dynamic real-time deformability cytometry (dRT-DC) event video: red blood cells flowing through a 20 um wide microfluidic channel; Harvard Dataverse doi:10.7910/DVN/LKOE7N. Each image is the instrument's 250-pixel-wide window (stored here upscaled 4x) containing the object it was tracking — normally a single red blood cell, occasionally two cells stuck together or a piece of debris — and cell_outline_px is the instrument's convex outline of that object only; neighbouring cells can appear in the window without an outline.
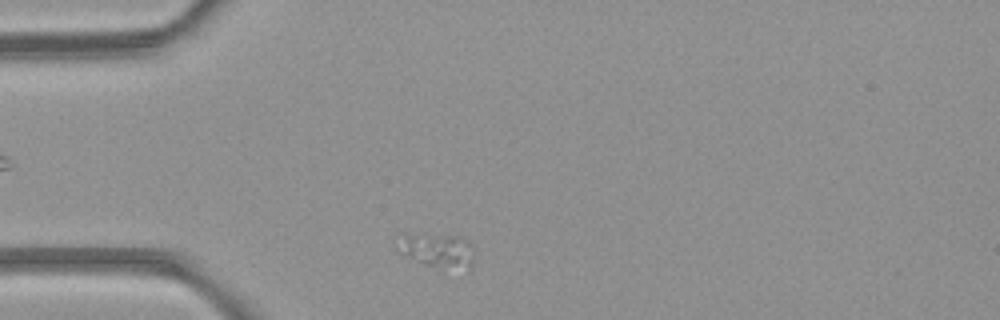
{"species": "common noctule bat (a hibernating species)", "species_latin": "Nyctalus noctula", "temperature_condition": "room temperature", "stored_images_in_passage": 6, "camera_frame_rate_fps": 3000, "um_per_image_px": 0.085, "animal": {"sex": "female", "body_mass_g": 21.9}, "frame": {"image": 1, "passage_image": 6, "time_ms": 6.667, "image_size_px": [1000, 320], "cell_outline_px": [[472, 268], [468, 272], [424, 264], [404, 256], [396, 252], [396, 248], [404, 236], [420, 232], [460, 236], [472, 244]], "centroid_in_image_um": [37.21, 21.29], "position_along_channel_um": 47.8, "area_um2": 15.78}}